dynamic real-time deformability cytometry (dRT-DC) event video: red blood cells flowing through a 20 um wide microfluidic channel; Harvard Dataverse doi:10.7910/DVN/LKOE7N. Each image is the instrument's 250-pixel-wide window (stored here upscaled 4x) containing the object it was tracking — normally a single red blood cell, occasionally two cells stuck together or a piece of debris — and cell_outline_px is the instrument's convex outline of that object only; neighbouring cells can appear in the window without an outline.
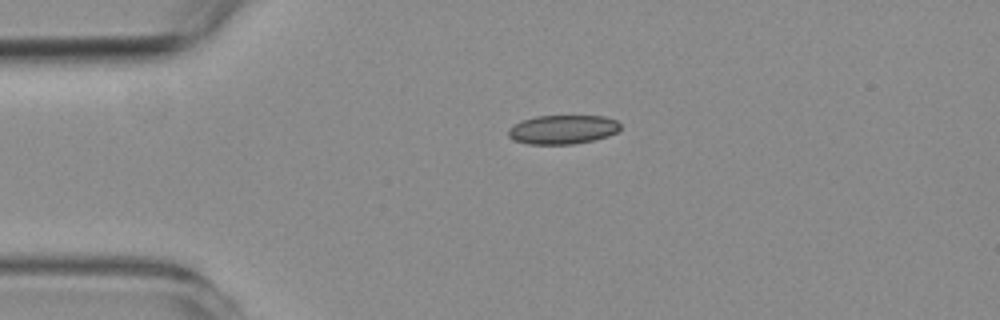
{"species": "common noctule bat (a hibernating species)", "species_latin": "Nyctalus noctula", "temperature_condition": "room temperature", "stored_images_in_passage": 46, "camera_frame_rate_fps": 3000, "um_per_image_px": 0.085, "animal": {"sex": "female", "body_mass_g": 19.3, "forearm_length_mm": 54.1}, "frame": {"image": 1, "passage_image": 1, "time_ms": 0.0, "image_size_px": [1000, 320], "cell_outline_px": [[620, 128], [616, 132], [608, 136], [592, 140], [572, 144], [528, 144], [512, 140], [508, 136], [508, 128], [512, 124], [520, 120], [536, 116], [604, 116], [616, 120], [620, 124]], "centroid_in_image_um": [47.77, 11.0], "position_along_channel_um": 37.2, "area_um2": 19.07}}
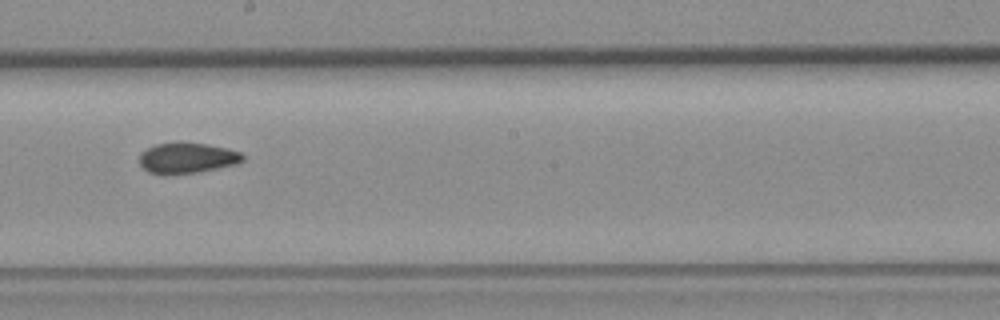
{"frame": {"image": 2, "passage_image": 20, "time_ms": 6.333, "image_size_px": [1000, 320], "cell_outline_px": [[244, 160], [236, 164], [196, 172], [168, 176], [164, 176], [148, 172], [140, 164], [140, 152], [156, 144], [208, 144], [228, 148], [240, 152], [244, 156]], "centroid_in_image_um": [15.89, 13.47], "position_along_channel_um": 232.3, "area_um2": 18.26}}
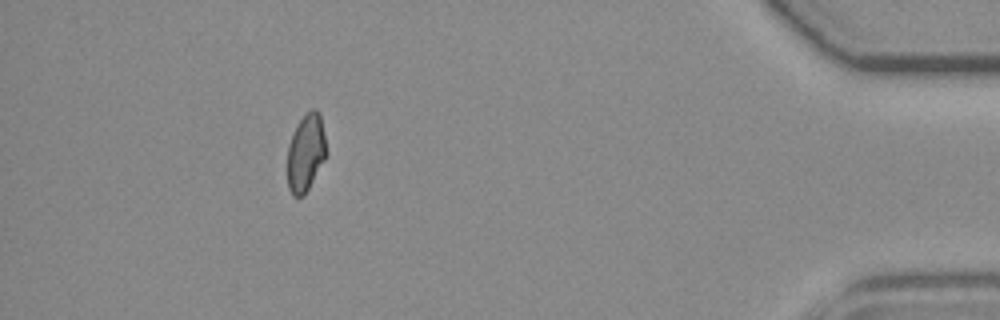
{"frame": {"image": 3, "passage_image": 40, "time_ms": 13.0, "image_size_px": [1000, 320], "cell_outline_px": [[328, 152], [324, 160], [304, 196], [292, 196], [288, 188], [288, 144], [300, 120], [312, 108], [316, 108], [320, 112]], "centroid_in_image_um": [26.01, 12.98], "position_along_channel_um": 409.2, "area_um2": 17.51}, "authors_computed_cell_mechanics": {"area_um2": 18.5538, "velocity_mm_per_s": 3.5729, "shape_relaxation_time_tau1_ms": null, "shape_relaxation_time_tau2_ms": 2.9992, "deformation_change_tau1": null, "deformation_change_tau2": 0.0748}}